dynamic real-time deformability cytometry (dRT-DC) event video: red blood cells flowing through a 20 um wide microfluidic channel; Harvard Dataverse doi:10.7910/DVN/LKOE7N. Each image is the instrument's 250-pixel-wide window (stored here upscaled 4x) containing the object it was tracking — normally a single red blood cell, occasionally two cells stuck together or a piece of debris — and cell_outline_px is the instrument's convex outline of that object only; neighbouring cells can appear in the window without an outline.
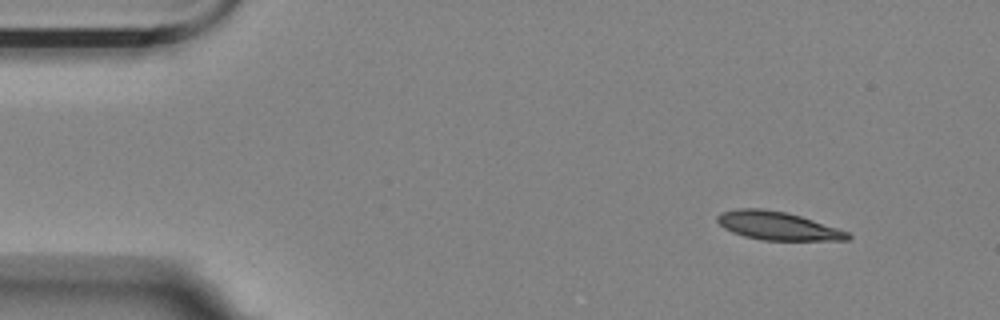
{"species": "Egyptian fruit bat (a non-hibernating species)", "species_latin": "Rousettus aegyptiacus", "temperature_condition": "room temperature", "stored_images_in_passage": 4, "camera_frame_rate_fps": 3000, "um_per_image_px": 0.085, "animal": {"sex": "female"}, "frame": {"image": 1, "passage_image": 1, "time_ms": 0.0, "image_size_px": [1000, 320], "cell_outline_px": [[852, 236], [848, 240], [764, 240], [744, 236], [732, 232], [724, 228], [716, 220], [716, 216], [720, 212], [736, 208], [764, 208], [788, 212], [848, 232]], "centroid_in_image_um": [66.04, 19.18], "position_along_channel_um": 19.0, "area_um2": 21.5}}
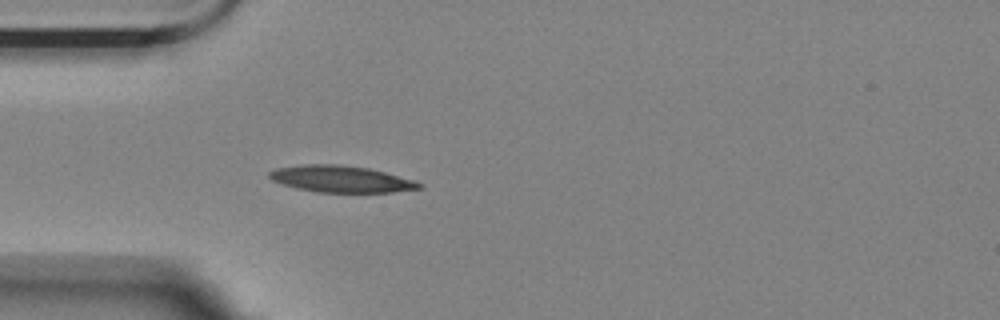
{"frame": {"image": 2, "passage_image": 4, "time_ms": 1.0, "image_size_px": [1000, 320], "cell_outline_px": [[424, 188], [392, 192], [316, 192], [296, 188], [272, 180], [268, 176], [268, 172], [276, 168], [304, 164], [336, 164], [368, 168], [416, 180], [424, 184]], "centroid_in_image_um": [29.02, 15.22], "position_along_channel_um": 56.0, "area_um2": 23.29}}